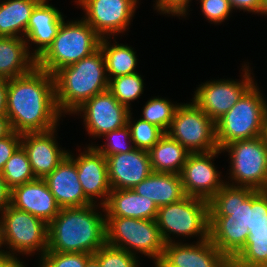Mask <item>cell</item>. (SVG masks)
<instances>
[{
	"label": "cell",
	"mask_w": 267,
	"mask_h": 267,
	"mask_svg": "<svg viewBox=\"0 0 267 267\" xmlns=\"http://www.w3.org/2000/svg\"><path fill=\"white\" fill-rule=\"evenodd\" d=\"M59 112L54 75L35 67L29 74L8 79L6 117L13 131L24 134L54 130Z\"/></svg>",
	"instance_id": "cell-1"
},
{
	"label": "cell",
	"mask_w": 267,
	"mask_h": 267,
	"mask_svg": "<svg viewBox=\"0 0 267 267\" xmlns=\"http://www.w3.org/2000/svg\"><path fill=\"white\" fill-rule=\"evenodd\" d=\"M238 187L223 185L209 200V239L229 260L248 239L251 194L255 191Z\"/></svg>",
	"instance_id": "cell-2"
},
{
	"label": "cell",
	"mask_w": 267,
	"mask_h": 267,
	"mask_svg": "<svg viewBox=\"0 0 267 267\" xmlns=\"http://www.w3.org/2000/svg\"><path fill=\"white\" fill-rule=\"evenodd\" d=\"M94 205L61 208L48 224L47 251L93 255L106 243V219L93 212Z\"/></svg>",
	"instance_id": "cell-3"
},
{
	"label": "cell",
	"mask_w": 267,
	"mask_h": 267,
	"mask_svg": "<svg viewBox=\"0 0 267 267\" xmlns=\"http://www.w3.org/2000/svg\"><path fill=\"white\" fill-rule=\"evenodd\" d=\"M104 67L105 58L99 47L86 58L58 70L54 74L58 110L77 111L84 102L108 90Z\"/></svg>",
	"instance_id": "cell-4"
},
{
	"label": "cell",
	"mask_w": 267,
	"mask_h": 267,
	"mask_svg": "<svg viewBox=\"0 0 267 267\" xmlns=\"http://www.w3.org/2000/svg\"><path fill=\"white\" fill-rule=\"evenodd\" d=\"M100 41L101 37L85 20L68 25L62 22L52 44L36 59V67L54 75L95 52Z\"/></svg>",
	"instance_id": "cell-5"
},
{
	"label": "cell",
	"mask_w": 267,
	"mask_h": 267,
	"mask_svg": "<svg viewBox=\"0 0 267 267\" xmlns=\"http://www.w3.org/2000/svg\"><path fill=\"white\" fill-rule=\"evenodd\" d=\"M265 101L252 86L236 104L215 122L216 140L220 150L235 141L261 136L265 119Z\"/></svg>",
	"instance_id": "cell-6"
},
{
	"label": "cell",
	"mask_w": 267,
	"mask_h": 267,
	"mask_svg": "<svg viewBox=\"0 0 267 267\" xmlns=\"http://www.w3.org/2000/svg\"><path fill=\"white\" fill-rule=\"evenodd\" d=\"M155 221L165 244L171 242L167 232L183 235L201 233L202 240L209 239V201L185 196L178 202L159 207Z\"/></svg>",
	"instance_id": "cell-7"
},
{
	"label": "cell",
	"mask_w": 267,
	"mask_h": 267,
	"mask_svg": "<svg viewBox=\"0 0 267 267\" xmlns=\"http://www.w3.org/2000/svg\"><path fill=\"white\" fill-rule=\"evenodd\" d=\"M170 128L166 133L190 153H206L219 149L215 122L195 103L177 106ZM199 149L202 151H198Z\"/></svg>",
	"instance_id": "cell-8"
},
{
	"label": "cell",
	"mask_w": 267,
	"mask_h": 267,
	"mask_svg": "<svg viewBox=\"0 0 267 267\" xmlns=\"http://www.w3.org/2000/svg\"><path fill=\"white\" fill-rule=\"evenodd\" d=\"M106 220V243L117 247V242L121 241L156 258V263H159L165 242L155 219L107 217Z\"/></svg>",
	"instance_id": "cell-9"
},
{
	"label": "cell",
	"mask_w": 267,
	"mask_h": 267,
	"mask_svg": "<svg viewBox=\"0 0 267 267\" xmlns=\"http://www.w3.org/2000/svg\"><path fill=\"white\" fill-rule=\"evenodd\" d=\"M3 214V222L0 223L1 243L8 241L12 248L26 253L41 247L44 255L48 249V224L11 205L4 209Z\"/></svg>",
	"instance_id": "cell-10"
},
{
	"label": "cell",
	"mask_w": 267,
	"mask_h": 267,
	"mask_svg": "<svg viewBox=\"0 0 267 267\" xmlns=\"http://www.w3.org/2000/svg\"><path fill=\"white\" fill-rule=\"evenodd\" d=\"M222 149H230L234 179L259 191L267 190V147L261 136L235 141ZM246 183V184H245Z\"/></svg>",
	"instance_id": "cell-11"
},
{
	"label": "cell",
	"mask_w": 267,
	"mask_h": 267,
	"mask_svg": "<svg viewBox=\"0 0 267 267\" xmlns=\"http://www.w3.org/2000/svg\"><path fill=\"white\" fill-rule=\"evenodd\" d=\"M249 236L231 259L235 267H267V190L251 194Z\"/></svg>",
	"instance_id": "cell-12"
},
{
	"label": "cell",
	"mask_w": 267,
	"mask_h": 267,
	"mask_svg": "<svg viewBox=\"0 0 267 267\" xmlns=\"http://www.w3.org/2000/svg\"><path fill=\"white\" fill-rule=\"evenodd\" d=\"M220 149L206 153H190L180 177L186 196H193L209 201L224 184L218 182V173L210 159Z\"/></svg>",
	"instance_id": "cell-13"
},
{
	"label": "cell",
	"mask_w": 267,
	"mask_h": 267,
	"mask_svg": "<svg viewBox=\"0 0 267 267\" xmlns=\"http://www.w3.org/2000/svg\"><path fill=\"white\" fill-rule=\"evenodd\" d=\"M84 110L90 134L105 135L127 125L128 107L122 105L109 90L96 94L77 110Z\"/></svg>",
	"instance_id": "cell-14"
},
{
	"label": "cell",
	"mask_w": 267,
	"mask_h": 267,
	"mask_svg": "<svg viewBox=\"0 0 267 267\" xmlns=\"http://www.w3.org/2000/svg\"><path fill=\"white\" fill-rule=\"evenodd\" d=\"M247 74L245 72L246 79L242 83L214 81L202 85L196 92L194 103L216 122L254 85Z\"/></svg>",
	"instance_id": "cell-15"
},
{
	"label": "cell",
	"mask_w": 267,
	"mask_h": 267,
	"mask_svg": "<svg viewBox=\"0 0 267 267\" xmlns=\"http://www.w3.org/2000/svg\"><path fill=\"white\" fill-rule=\"evenodd\" d=\"M106 158L111 190L133 189L153 172L146 150L135 148Z\"/></svg>",
	"instance_id": "cell-16"
},
{
	"label": "cell",
	"mask_w": 267,
	"mask_h": 267,
	"mask_svg": "<svg viewBox=\"0 0 267 267\" xmlns=\"http://www.w3.org/2000/svg\"><path fill=\"white\" fill-rule=\"evenodd\" d=\"M230 260L211 242L197 246L167 243L156 267H224Z\"/></svg>",
	"instance_id": "cell-17"
},
{
	"label": "cell",
	"mask_w": 267,
	"mask_h": 267,
	"mask_svg": "<svg viewBox=\"0 0 267 267\" xmlns=\"http://www.w3.org/2000/svg\"><path fill=\"white\" fill-rule=\"evenodd\" d=\"M10 205L40 218L46 224H49L61 209L44 179L40 178L14 187L11 190Z\"/></svg>",
	"instance_id": "cell-18"
},
{
	"label": "cell",
	"mask_w": 267,
	"mask_h": 267,
	"mask_svg": "<svg viewBox=\"0 0 267 267\" xmlns=\"http://www.w3.org/2000/svg\"><path fill=\"white\" fill-rule=\"evenodd\" d=\"M87 11L85 21L102 38L103 33L124 30L134 12L136 0H79Z\"/></svg>",
	"instance_id": "cell-19"
},
{
	"label": "cell",
	"mask_w": 267,
	"mask_h": 267,
	"mask_svg": "<svg viewBox=\"0 0 267 267\" xmlns=\"http://www.w3.org/2000/svg\"><path fill=\"white\" fill-rule=\"evenodd\" d=\"M44 181L61 208L93 205L85 197L76 164L69 154L44 178Z\"/></svg>",
	"instance_id": "cell-20"
},
{
	"label": "cell",
	"mask_w": 267,
	"mask_h": 267,
	"mask_svg": "<svg viewBox=\"0 0 267 267\" xmlns=\"http://www.w3.org/2000/svg\"><path fill=\"white\" fill-rule=\"evenodd\" d=\"M53 130L47 132L24 133L21 138L32 171L36 178L44 179L52 173L59 163L68 155L57 149L55 141L51 138Z\"/></svg>",
	"instance_id": "cell-21"
},
{
	"label": "cell",
	"mask_w": 267,
	"mask_h": 267,
	"mask_svg": "<svg viewBox=\"0 0 267 267\" xmlns=\"http://www.w3.org/2000/svg\"><path fill=\"white\" fill-rule=\"evenodd\" d=\"M79 182L85 197L92 203V196H106L111 192L108 180L107 158L96 148L90 147L87 154L74 160Z\"/></svg>",
	"instance_id": "cell-22"
},
{
	"label": "cell",
	"mask_w": 267,
	"mask_h": 267,
	"mask_svg": "<svg viewBox=\"0 0 267 267\" xmlns=\"http://www.w3.org/2000/svg\"><path fill=\"white\" fill-rule=\"evenodd\" d=\"M102 205L108 217L154 220L158 212V207L151 199L140 196L132 189L111 190Z\"/></svg>",
	"instance_id": "cell-23"
},
{
	"label": "cell",
	"mask_w": 267,
	"mask_h": 267,
	"mask_svg": "<svg viewBox=\"0 0 267 267\" xmlns=\"http://www.w3.org/2000/svg\"><path fill=\"white\" fill-rule=\"evenodd\" d=\"M45 1L35 6L25 33L31 41L41 45L33 55L35 60L52 44L63 22L61 13Z\"/></svg>",
	"instance_id": "cell-24"
},
{
	"label": "cell",
	"mask_w": 267,
	"mask_h": 267,
	"mask_svg": "<svg viewBox=\"0 0 267 267\" xmlns=\"http://www.w3.org/2000/svg\"><path fill=\"white\" fill-rule=\"evenodd\" d=\"M132 190L151 199L158 208L178 202L186 196L180 174L172 173L152 172Z\"/></svg>",
	"instance_id": "cell-25"
},
{
	"label": "cell",
	"mask_w": 267,
	"mask_h": 267,
	"mask_svg": "<svg viewBox=\"0 0 267 267\" xmlns=\"http://www.w3.org/2000/svg\"><path fill=\"white\" fill-rule=\"evenodd\" d=\"M25 44L19 36L0 37V77L5 79L22 77L36 67L34 57L31 61L28 60Z\"/></svg>",
	"instance_id": "cell-26"
},
{
	"label": "cell",
	"mask_w": 267,
	"mask_h": 267,
	"mask_svg": "<svg viewBox=\"0 0 267 267\" xmlns=\"http://www.w3.org/2000/svg\"><path fill=\"white\" fill-rule=\"evenodd\" d=\"M153 172L180 174L190 152L165 133L148 151ZM176 168V169H175Z\"/></svg>",
	"instance_id": "cell-27"
},
{
	"label": "cell",
	"mask_w": 267,
	"mask_h": 267,
	"mask_svg": "<svg viewBox=\"0 0 267 267\" xmlns=\"http://www.w3.org/2000/svg\"><path fill=\"white\" fill-rule=\"evenodd\" d=\"M41 0H9L0 4V37H17L26 29L35 6Z\"/></svg>",
	"instance_id": "cell-28"
},
{
	"label": "cell",
	"mask_w": 267,
	"mask_h": 267,
	"mask_svg": "<svg viewBox=\"0 0 267 267\" xmlns=\"http://www.w3.org/2000/svg\"><path fill=\"white\" fill-rule=\"evenodd\" d=\"M106 64V71L115 77L136 73V57L132 49L124 45L108 48L106 40L101 38L100 45Z\"/></svg>",
	"instance_id": "cell-29"
},
{
	"label": "cell",
	"mask_w": 267,
	"mask_h": 267,
	"mask_svg": "<svg viewBox=\"0 0 267 267\" xmlns=\"http://www.w3.org/2000/svg\"><path fill=\"white\" fill-rule=\"evenodd\" d=\"M0 175L11 190L16 186L36 179L27 154L21 145L6 162Z\"/></svg>",
	"instance_id": "cell-30"
},
{
	"label": "cell",
	"mask_w": 267,
	"mask_h": 267,
	"mask_svg": "<svg viewBox=\"0 0 267 267\" xmlns=\"http://www.w3.org/2000/svg\"><path fill=\"white\" fill-rule=\"evenodd\" d=\"M108 90L122 105L129 107L128 102L142 93L143 82L137 73L127 74L109 80Z\"/></svg>",
	"instance_id": "cell-31"
},
{
	"label": "cell",
	"mask_w": 267,
	"mask_h": 267,
	"mask_svg": "<svg viewBox=\"0 0 267 267\" xmlns=\"http://www.w3.org/2000/svg\"><path fill=\"white\" fill-rule=\"evenodd\" d=\"M123 244L117 247L105 243L93 256L99 261L101 267H136L133 253Z\"/></svg>",
	"instance_id": "cell-32"
},
{
	"label": "cell",
	"mask_w": 267,
	"mask_h": 267,
	"mask_svg": "<svg viewBox=\"0 0 267 267\" xmlns=\"http://www.w3.org/2000/svg\"><path fill=\"white\" fill-rule=\"evenodd\" d=\"M177 106L171 105L164 99H152L143 109L144 118L142 120L158 126L164 133L166 128H170Z\"/></svg>",
	"instance_id": "cell-33"
},
{
	"label": "cell",
	"mask_w": 267,
	"mask_h": 267,
	"mask_svg": "<svg viewBox=\"0 0 267 267\" xmlns=\"http://www.w3.org/2000/svg\"><path fill=\"white\" fill-rule=\"evenodd\" d=\"M131 139L135 143L134 148L149 151L165 134L158 126L140 119L130 127Z\"/></svg>",
	"instance_id": "cell-34"
},
{
	"label": "cell",
	"mask_w": 267,
	"mask_h": 267,
	"mask_svg": "<svg viewBox=\"0 0 267 267\" xmlns=\"http://www.w3.org/2000/svg\"><path fill=\"white\" fill-rule=\"evenodd\" d=\"M92 256L86 253L46 251L43 255L42 267H85Z\"/></svg>",
	"instance_id": "cell-35"
},
{
	"label": "cell",
	"mask_w": 267,
	"mask_h": 267,
	"mask_svg": "<svg viewBox=\"0 0 267 267\" xmlns=\"http://www.w3.org/2000/svg\"><path fill=\"white\" fill-rule=\"evenodd\" d=\"M130 115H128V119H127V125H125L124 127H121L119 129H116L114 131H111L105 135H108V137H111L113 140V142L109 143L107 148H96L104 157L107 156H111L117 153H127L132 151L134 146L132 147H126L125 144L121 141V138H123L122 136L125 137V139H127L128 136H131L130 133V126L129 122H130ZM120 135V136H119ZM121 137V138H120ZM122 142V143H121Z\"/></svg>",
	"instance_id": "cell-36"
},
{
	"label": "cell",
	"mask_w": 267,
	"mask_h": 267,
	"mask_svg": "<svg viewBox=\"0 0 267 267\" xmlns=\"http://www.w3.org/2000/svg\"><path fill=\"white\" fill-rule=\"evenodd\" d=\"M202 11L210 21L221 22L232 9L229 0H201Z\"/></svg>",
	"instance_id": "cell-37"
},
{
	"label": "cell",
	"mask_w": 267,
	"mask_h": 267,
	"mask_svg": "<svg viewBox=\"0 0 267 267\" xmlns=\"http://www.w3.org/2000/svg\"><path fill=\"white\" fill-rule=\"evenodd\" d=\"M20 137H22V134L12 131L8 136L0 139V173L6 162L21 145V142L18 141Z\"/></svg>",
	"instance_id": "cell-38"
},
{
	"label": "cell",
	"mask_w": 267,
	"mask_h": 267,
	"mask_svg": "<svg viewBox=\"0 0 267 267\" xmlns=\"http://www.w3.org/2000/svg\"><path fill=\"white\" fill-rule=\"evenodd\" d=\"M188 0H158L157 7L164 12L184 14Z\"/></svg>",
	"instance_id": "cell-39"
},
{
	"label": "cell",
	"mask_w": 267,
	"mask_h": 267,
	"mask_svg": "<svg viewBox=\"0 0 267 267\" xmlns=\"http://www.w3.org/2000/svg\"><path fill=\"white\" fill-rule=\"evenodd\" d=\"M229 2L231 7L260 12L262 0H229Z\"/></svg>",
	"instance_id": "cell-40"
},
{
	"label": "cell",
	"mask_w": 267,
	"mask_h": 267,
	"mask_svg": "<svg viewBox=\"0 0 267 267\" xmlns=\"http://www.w3.org/2000/svg\"><path fill=\"white\" fill-rule=\"evenodd\" d=\"M11 203V189L0 175V209L4 210ZM3 208V209H2Z\"/></svg>",
	"instance_id": "cell-41"
},
{
	"label": "cell",
	"mask_w": 267,
	"mask_h": 267,
	"mask_svg": "<svg viewBox=\"0 0 267 267\" xmlns=\"http://www.w3.org/2000/svg\"><path fill=\"white\" fill-rule=\"evenodd\" d=\"M8 79L0 77V116H6V97Z\"/></svg>",
	"instance_id": "cell-42"
},
{
	"label": "cell",
	"mask_w": 267,
	"mask_h": 267,
	"mask_svg": "<svg viewBox=\"0 0 267 267\" xmlns=\"http://www.w3.org/2000/svg\"><path fill=\"white\" fill-rule=\"evenodd\" d=\"M11 254H5L0 251V267H23L17 259Z\"/></svg>",
	"instance_id": "cell-43"
},
{
	"label": "cell",
	"mask_w": 267,
	"mask_h": 267,
	"mask_svg": "<svg viewBox=\"0 0 267 267\" xmlns=\"http://www.w3.org/2000/svg\"><path fill=\"white\" fill-rule=\"evenodd\" d=\"M12 131L9 119L6 116H0V139L8 136Z\"/></svg>",
	"instance_id": "cell-44"
},
{
	"label": "cell",
	"mask_w": 267,
	"mask_h": 267,
	"mask_svg": "<svg viewBox=\"0 0 267 267\" xmlns=\"http://www.w3.org/2000/svg\"><path fill=\"white\" fill-rule=\"evenodd\" d=\"M261 138L263 140L264 145L267 147V118L264 119Z\"/></svg>",
	"instance_id": "cell-45"
},
{
	"label": "cell",
	"mask_w": 267,
	"mask_h": 267,
	"mask_svg": "<svg viewBox=\"0 0 267 267\" xmlns=\"http://www.w3.org/2000/svg\"><path fill=\"white\" fill-rule=\"evenodd\" d=\"M85 267H101L99 261L92 256L87 262Z\"/></svg>",
	"instance_id": "cell-46"
},
{
	"label": "cell",
	"mask_w": 267,
	"mask_h": 267,
	"mask_svg": "<svg viewBox=\"0 0 267 267\" xmlns=\"http://www.w3.org/2000/svg\"><path fill=\"white\" fill-rule=\"evenodd\" d=\"M260 12L265 14L267 13V0H262Z\"/></svg>",
	"instance_id": "cell-47"
},
{
	"label": "cell",
	"mask_w": 267,
	"mask_h": 267,
	"mask_svg": "<svg viewBox=\"0 0 267 267\" xmlns=\"http://www.w3.org/2000/svg\"><path fill=\"white\" fill-rule=\"evenodd\" d=\"M224 267H235L232 261L230 260Z\"/></svg>",
	"instance_id": "cell-48"
},
{
	"label": "cell",
	"mask_w": 267,
	"mask_h": 267,
	"mask_svg": "<svg viewBox=\"0 0 267 267\" xmlns=\"http://www.w3.org/2000/svg\"><path fill=\"white\" fill-rule=\"evenodd\" d=\"M265 118H267V106H265Z\"/></svg>",
	"instance_id": "cell-49"
}]
</instances>
